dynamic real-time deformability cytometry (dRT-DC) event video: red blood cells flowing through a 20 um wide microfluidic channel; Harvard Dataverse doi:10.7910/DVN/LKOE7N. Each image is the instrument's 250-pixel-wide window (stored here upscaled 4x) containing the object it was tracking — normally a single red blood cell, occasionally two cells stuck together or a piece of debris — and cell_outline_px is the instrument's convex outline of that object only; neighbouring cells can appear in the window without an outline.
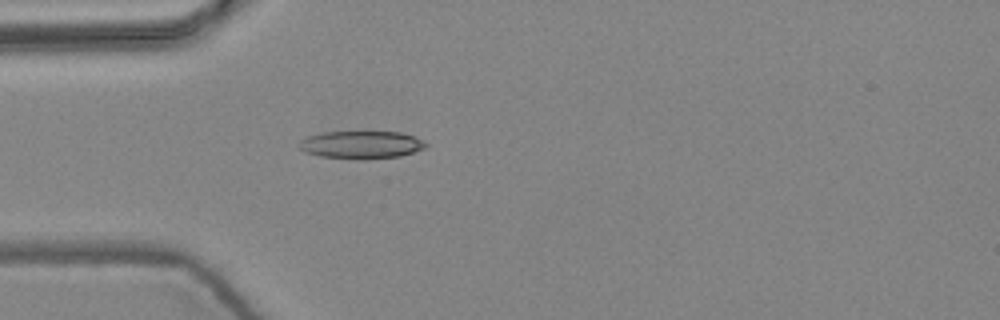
{"species": "common noctule bat (a hibernating species)", "species_latin": "Nyctalus noctula", "temperature_condition": "warm", "stored_images_in_passage": 4, "camera_frame_rate_fps": 3000, "um_per_image_px": 0.085, "animal": {"sex": "female", "body_mass_g": 24.6, "forearm_length_mm": 56.2}, "frame": {"image": 1, "passage_image": 4, "time_ms": 1.0, "image_size_px": [1000, 320], "cell_outline_px": [[428, 144], [424, 148], [400, 156], [364, 160], [360, 160], [320, 156], [304, 152], [296, 144], [300, 140], [308, 136], [324, 132], [400, 132], [424, 140]], "centroid_in_image_um": [30.68, 12.31], "position_along_channel_um": 54.3, "area_um2": 20.58}}